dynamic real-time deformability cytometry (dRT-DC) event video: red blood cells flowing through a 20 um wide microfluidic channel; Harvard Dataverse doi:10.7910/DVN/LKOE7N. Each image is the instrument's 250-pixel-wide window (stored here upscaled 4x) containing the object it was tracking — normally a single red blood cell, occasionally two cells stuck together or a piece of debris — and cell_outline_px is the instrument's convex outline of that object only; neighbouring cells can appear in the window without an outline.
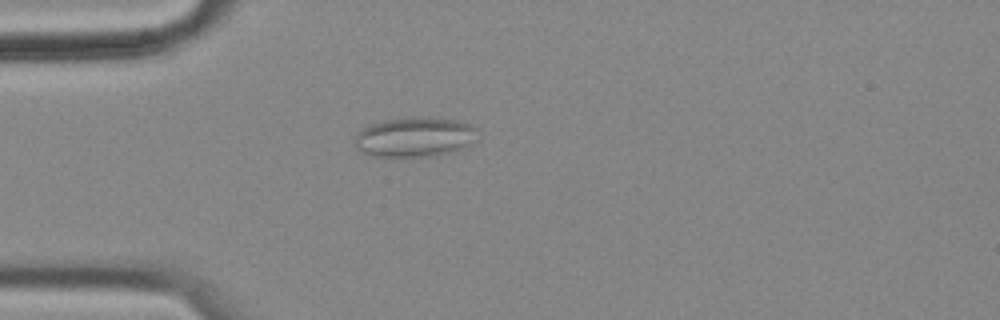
{"species": "common noctule bat (a hibernating species)", "species_latin": "Nyctalus noctula", "temperature_condition": "cold", "stored_images_in_passage": 56, "camera_frame_rate_fps": 3000, "um_per_image_px": 0.085, "animal": {"sex": "female", "body_mass_g": 18.4}, "frame": {"image": 1, "passage_image": 15, "time_ms": 4.667, "image_size_px": [1000, 320], "cell_outline_px": [[480, 128], [476, 140], [468, 148], [436, 156], [376, 156], [364, 152], [356, 148], [352, 140], [364, 128], [372, 124], [384, 120], [428, 116], [456, 120], [472, 124]], "centroid_in_image_um": [35.37, 11.64], "position_along_channel_um": 49.6, "area_um2": 28.9}}
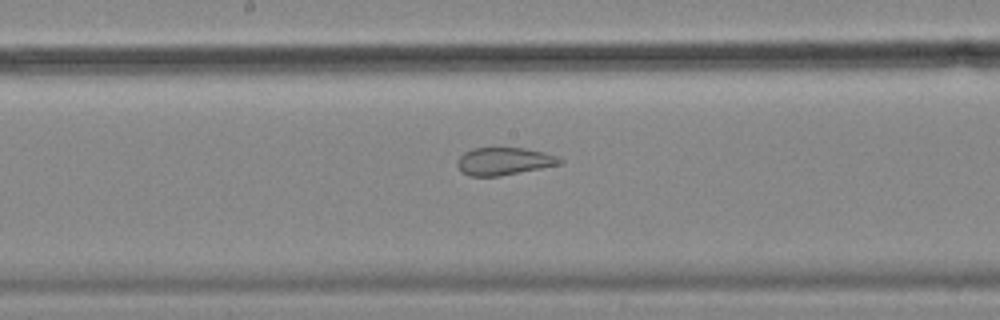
{"frame": {"image": 2, "passage_image": 29, "time_ms": 9.333, "image_size_px": [1000, 320], "cell_outline_px": [[564, 164], [500, 176], [468, 176], [460, 172], [456, 164], [456, 160], [464, 152], [472, 148], [524, 148], [544, 152], [560, 156], [564, 160]], "centroid_in_image_um": [42.86, 13.71], "position_along_channel_um": 205.3, "area_um2": 16.88}}
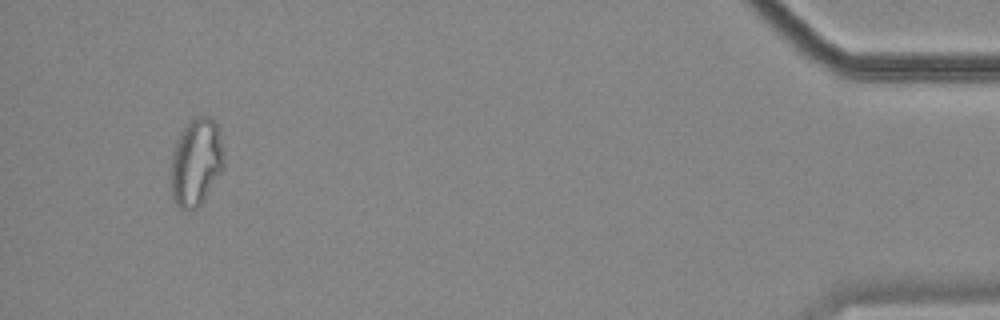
{"frame": {"image": 3, "passage_image": 53, "time_ms": 17.333, "image_size_px": [1000, 320], "cell_outline_px": [[224, 164], [220, 172], [200, 204], [196, 208], [180, 208], [172, 200], [172, 152], [180, 132], [196, 116], [208, 116], [220, 128]], "centroid_in_image_um": [16.67, 13.75], "position_along_channel_um": 418.5, "area_um2": 26.41}, "authors_computed_cell_mechanics": {"area_um2": 23.8425, "velocity_mm_per_s": 3.5732, "shape_relaxation_time_tau1_ms": null, "shape_relaxation_time_tau2_ms": 1.369, "deformation_change_tau1": null, "deformation_change_tau2": 0.0831}}